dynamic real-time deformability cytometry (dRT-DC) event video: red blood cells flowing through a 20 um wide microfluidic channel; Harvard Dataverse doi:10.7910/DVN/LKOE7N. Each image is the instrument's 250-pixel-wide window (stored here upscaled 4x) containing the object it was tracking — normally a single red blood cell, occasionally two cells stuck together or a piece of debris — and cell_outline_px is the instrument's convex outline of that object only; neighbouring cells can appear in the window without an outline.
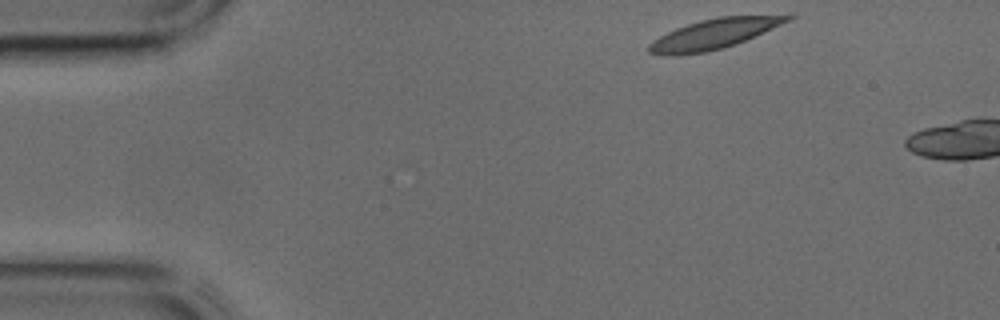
{"species": "common noctule bat (a hibernating species)", "species_latin": "Nyctalus noctula", "temperature_condition": "cold", "stored_images_in_passage": 4, "camera_frame_rate_fps": 3000, "um_per_image_px": 0.085, "animal": {"sex": "male", "body_mass_g": 17.9, "forearm_length_mm": 54.2}, "frame": {"image": 1, "passage_image": 1, "time_ms": 0.0, "image_size_px": [1000, 320], "cell_outline_px": [[796, 16], [792, 20], [736, 44], [704, 52], [672, 56], [660, 56], [648, 52], [648, 44], [652, 40], [676, 28], [700, 20], [720, 16]], "centroid_in_image_um": [60.61, 2.9], "position_along_channel_um": 24.4, "area_um2": 23.93}}